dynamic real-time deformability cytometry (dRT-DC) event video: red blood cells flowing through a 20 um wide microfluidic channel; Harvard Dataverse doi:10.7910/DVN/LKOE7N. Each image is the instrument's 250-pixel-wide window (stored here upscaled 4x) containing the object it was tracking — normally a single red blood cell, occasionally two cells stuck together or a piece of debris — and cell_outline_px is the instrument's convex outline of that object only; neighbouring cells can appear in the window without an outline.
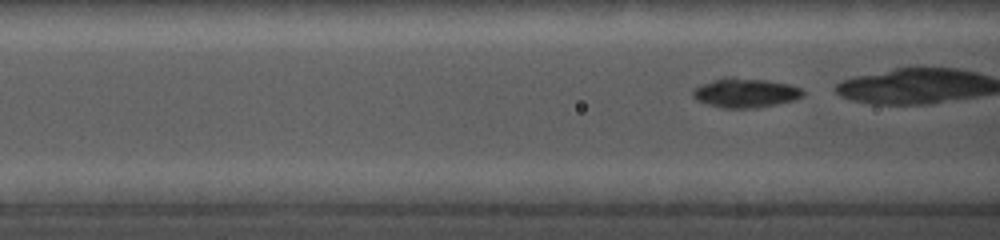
{"species": "common noctule bat (a hibernating species)", "species_latin": "Nyctalus noctula", "temperature_condition": "cold", "stored_images_in_passage": 12, "camera_frame_rate_fps": 5000, "um_per_image_px": 0.085, "animal": {"sex": "female", "body_mass_g": 19.0, "forearm_length_mm": 56.7}, "frame": {"image": 1, "passage_image": 4, "time_ms": 0.6, "image_size_px": [1000, 240], "cell_outline_px": [[804, 96], [792, 100], [756, 108], [724, 108], [708, 104], [696, 100], [692, 96], [692, 88], [700, 84], [712, 80], [728, 76], [732, 76], [768, 80], [788, 84], [800, 88], [804, 92]], "centroid_in_image_um": [63.3, 7.87], "position_along_channel_um": 103.3, "area_um2": 18.96}}